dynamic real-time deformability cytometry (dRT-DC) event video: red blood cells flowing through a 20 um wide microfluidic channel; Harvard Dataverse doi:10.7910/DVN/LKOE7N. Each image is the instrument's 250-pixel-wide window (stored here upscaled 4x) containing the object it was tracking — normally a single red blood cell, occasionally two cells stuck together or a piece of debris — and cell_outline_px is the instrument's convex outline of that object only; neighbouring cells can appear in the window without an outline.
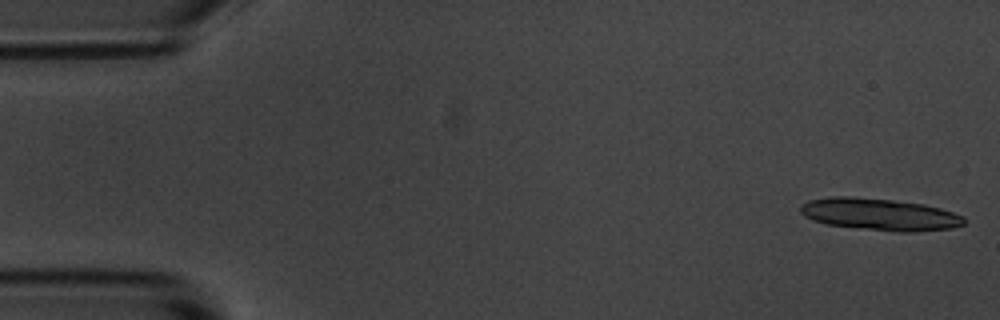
{"species": "common noctule bat (a hibernating species)", "species_latin": "Nyctalus noctula", "temperature_condition": "room temperature", "stored_images_in_passage": 14, "camera_frame_rate_fps": 3000, "um_per_image_px": 0.085, "animal": {"sex": "male", "body_mass_g": 20.1, "forearm_length_mm": 53.5}, "frame": {"image": 1, "passage_image": 1, "time_ms": 0.0, "image_size_px": [1000, 320], "cell_outline_px": [[968, 220], [964, 224], [952, 228], [912, 232], [900, 232], [824, 224], [812, 220], [804, 216], [800, 212], [800, 204], [808, 200], [832, 196], [852, 196], [892, 200], [924, 204], [940, 208], [964, 216]], "centroid_in_image_um": [74.76, 18.21], "position_along_channel_um": 10.2, "area_um2": 30.69}}